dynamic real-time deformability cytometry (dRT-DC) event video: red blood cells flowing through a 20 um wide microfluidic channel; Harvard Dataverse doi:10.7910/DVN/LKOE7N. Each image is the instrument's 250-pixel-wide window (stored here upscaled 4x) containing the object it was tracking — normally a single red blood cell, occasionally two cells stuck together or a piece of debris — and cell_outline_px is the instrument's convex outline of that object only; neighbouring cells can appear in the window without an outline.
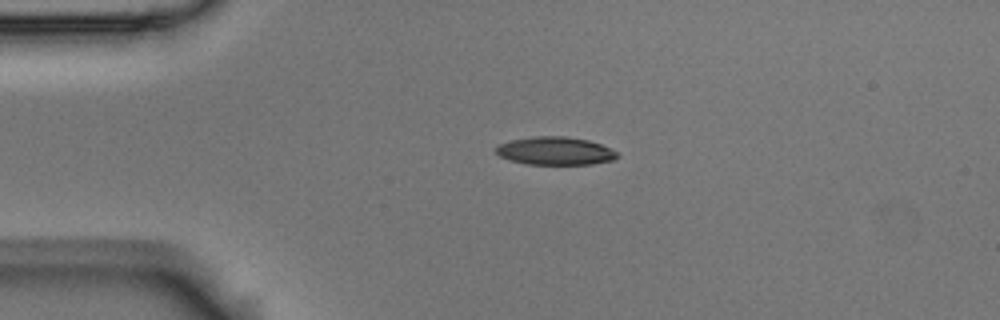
{"species": "Egyptian fruit bat (a non-hibernating species)", "species_latin": "Rousettus aegyptiacus", "temperature_condition": "room temperature", "stored_images_in_passage": 2, "camera_frame_rate_fps": 3000, "um_per_image_px": 0.085, "animal": {"sex": "male"}, "frame": {"image": 1, "passage_image": 1, "time_ms": 0.0, "image_size_px": [1000, 320], "cell_outline_px": [[620, 156], [612, 160], [592, 164], [528, 164], [508, 160], [500, 156], [496, 152], [496, 148], [500, 144], [512, 140], [532, 136], [564, 136], [588, 140], [600, 144], [616, 152]], "centroid_in_image_um": [47.18, 12.83], "position_along_channel_um": 37.8, "area_um2": 19.65}}